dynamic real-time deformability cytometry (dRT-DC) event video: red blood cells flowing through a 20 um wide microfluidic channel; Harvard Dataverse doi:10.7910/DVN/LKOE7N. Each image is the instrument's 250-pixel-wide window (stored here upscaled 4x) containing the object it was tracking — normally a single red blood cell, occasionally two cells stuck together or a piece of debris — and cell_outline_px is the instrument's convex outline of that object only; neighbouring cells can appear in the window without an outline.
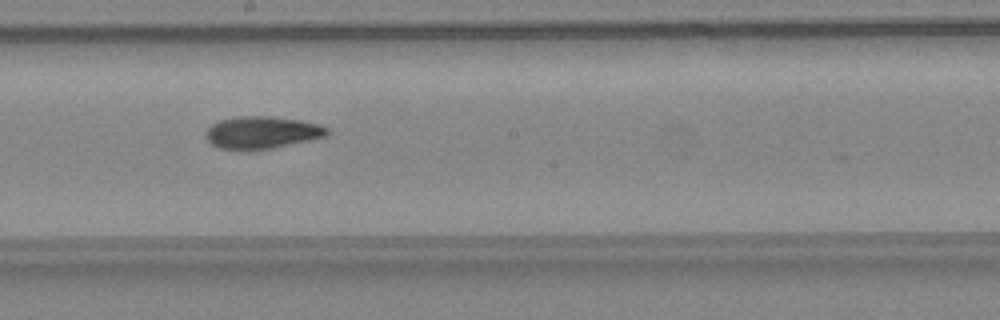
{"species": "common noctule bat (a hibernating species)", "species_latin": "Nyctalus noctula", "temperature_condition": "warm", "stored_images_in_passage": 36, "camera_frame_rate_fps": 3000, "um_per_image_px": 0.085, "animal": {"sex": "female", "body_mass_g": 24.6, "forearm_length_mm": 56.2}, "frame": {"image": 1, "passage_image": 21, "time_ms": 6.667, "image_size_px": [1000, 320], "cell_outline_px": [[328, 132], [324, 136], [308, 140], [272, 148], [216, 148], [204, 136], [204, 132], [212, 124], [220, 120], [240, 116], [268, 116], [300, 120], [320, 124], [328, 128]], "centroid_in_image_um": [22.24, 11.23], "position_along_channel_um": 226.0, "area_um2": 22.31}}